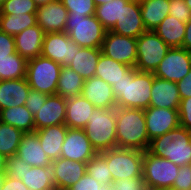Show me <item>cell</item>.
Wrapping results in <instances>:
<instances>
[{"label": "cell", "mask_w": 191, "mask_h": 190, "mask_svg": "<svg viewBox=\"0 0 191 190\" xmlns=\"http://www.w3.org/2000/svg\"><path fill=\"white\" fill-rule=\"evenodd\" d=\"M153 79V72H140L131 67L112 86L117 107L143 110L149 108Z\"/></svg>", "instance_id": "obj_1"}, {"label": "cell", "mask_w": 191, "mask_h": 190, "mask_svg": "<svg viewBox=\"0 0 191 190\" xmlns=\"http://www.w3.org/2000/svg\"><path fill=\"white\" fill-rule=\"evenodd\" d=\"M115 128L117 147L148 150L150 139L143 109L116 107Z\"/></svg>", "instance_id": "obj_2"}, {"label": "cell", "mask_w": 191, "mask_h": 190, "mask_svg": "<svg viewBox=\"0 0 191 190\" xmlns=\"http://www.w3.org/2000/svg\"><path fill=\"white\" fill-rule=\"evenodd\" d=\"M148 151L166 158L177 166L191 163V132L179 126L150 141Z\"/></svg>", "instance_id": "obj_3"}, {"label": "cell", "mask_w": 191, "mask_h": 190, "mask_svg": "<svg viewBox=\"0 0 191 190\" xmlns=\"http://www.w3.org/2000/svg\"><path fill=\"white\" fill-rule=\"evenodd\" d=\"M116 108H95L84 131L97 153L117 147Z\"/></svg>", "instance_id": "obj_4"}, {"label": "cell", "mask_w": 191, "mask_h": 190, "mask_svg": "<svg viewBox=\"0 0 191 190\" xmlns=\"http://www.w3.org/2000/svg\"><path fill=\"white\" fill-rule=\"evenodd\" d=\"M64 32L80 47L101 48L107 30L94 15L68 13Z\"/></svg>", "instance_id": "obj_5"}, {"label": "cell", "mask_w": 191, "mask_h": 190, "mask_svg": "<svg viewBox=\"0 0 191 190\" xmlns=\"http://www.w3.org/2000/svg\"><path fill=\"white\" fill-rule=\"evenodd\" d=\"M61 68L59 63L42 55L27 60L26 78L29 86L40 93L56 94Z\"/></svg>", "instance_id": "obj_6"}, {"label": "cell", "mask_w": 191, "mask_h": 190, "mask_svg": "<svg viewBox=\"0 0 191 190\" xmlns=\"http://www.w3.org/2000/svg\"><path fill=\"white\" fill-rule=\"evenodd\" d=\"M105 160L112 180L142 177L143 151L115 147L105 151Z\"/></svg>", "instance_id": "obj_7"}, {"label": "cell", "mask_w": 191, "mask_h": 190, "mask_svg": "<svg viewBox=\"0 0 191 190\" xmlns=\"http://www.w3.org/2000/svg\"><path fill=\"white\" fill-rule=\"evenodd\" d=\"M179 166L166 158L143 151L142 178L147 188L172 189Z\"/></svg>", "instance_id": "obj_8"}, {"label": "cell", "mask_w": 191, "mask_h": 190, "mask_svg": "<svg viewBox=\"0 0 191 190\" xmlns=\"http://www.w3.org/2000/svg\"><path fill=\"white\" fill-rule=\"evenodd\" d=\"M170 47L153 31L147 30L137 38V61L140 72H154Z\"/></svg>", "instance_id": "obj_9"}, {"label": "cell", "mask_w": 191, "mask_h": 190, "mask_svg": "<svg viewBox=\"0 0 191 190\" xmlns=\"http://www.w3.org/2000/svg\"><path fill=\"white\" fill-rule=\"evenodd\" d=\"M191 70V52L181 47H171L158 67L154 76L178 83Z\"/></svg>", "instance_id": "obj_10"}, {"label": "cell", "mask_w": 191, "mask_h": 190, "mask_svg": "<svg viewBox=\"0 0 191 190\" xmlns=\"http://www.w3.org/2000/svg\"><path fill=\"white\" fill-rule=\"evenodd\" d=\"M80 48L65 32L46 33L42 44V56L59 63L62 67H68L74 59L75 52Z\"/></svg>", "instance_id": "obj_11"}, {"label": "cell", "mask_w": 191, "mask_h": 190, "mask_svg": "<svg viewBox=\"0 0 191 190\" xmlns=\"http://www.w3.org/2000/svg\"><path fill=\"white\" fill-rule=\"evenodd\" d=\"M137 39L118 35L112 31H107L102 42V54L115 61L135 67L137 61Z\"/></svg>", "instance_id": "obj_12"}, {"label": "cell", "mask_w": 191, "mask_h": 190, "mask_svg": "<svg viewBox=\"0 0 191 190\" xmlns=\"http://www.w3.org/2000/svg\"><path fill=\"white\" fill-rule=\"evenodd\" d=\"M61 158L87 163L96 154L84 129L68 128L62 144Z\"/></svg>", "instance_id": "obj_13"}, {"label": "cell", "mask_w": 191, "mask_h": 190, "mask_svg": "<svg viewBox=\"0 0 191 190\" xmlns=\"http://www.w3.org/2000/svg\"><path fill=\"white\" fill-rule=\"evenodd\" d=\"M144 116L150 141L180 126L178 109L149 107Z\"/></svg>", "instance_id": "obj_14"}, {"label": "cell", "mask_w": 191, "mask_h": 190, "mask_svg": "<svg viewBox=\"0 0 191 190\" xmlns=\"http://www.w3.org/2000/svg\"><path fill=\"white\" fill-rule=\"evenodd\" d=\"M110 31L135 39L147 31L142 20L139 0H122L121 17Z\"/></svg>", "instance_id": "obj_15"}, {"label": "cell", "mask_w": 191, "mask_h": 190, "mask_svg": "<svg viewBox=\"0 0 191 190\" xmlns=\"http://www.w3.org/2000/svg\"><path fill=\"white\" fill-rule=\"evenodd\" d=\"M68 11L61 0L39 6L36 12L37 24L44 33L64 32Z\"/></svg>", "instance_id": "obj_16"}, {"label": "cell", "mask_w": 191, "mask_h": 190, "mask_svg": "<svg viewBox=\"0 0 191 190\" xmlns=\"http://www.w3.org/2000/svg\"><path fill=\"white\" fill-rule=\"evenodd\" d=\"M35 130H40L47 126L64 124L66 117V98L60 95H48L44 105L33 116Z\"/></svg>", "instance_id": "obj_17"}, {"label": "cell", "mask_w": 191, "mask_h": 190, "mask_svg": "<svg viewBox=\"0 0 191 190\" xmlns=\"http://www.w3.org/2000/svg\"><path fill=\"white\" fill-rule=\"evenodd\" d=\"M56 190H67L86 173V163L64 158L52 160Z\"/></svg>", "instance_id": "obj_18"}, {"label": "cell", "mask_w": 191, "mask_h": 190, "mask_svg": "<svg viewBox=\"0 0 191 190\" xmlns=\"http://www.w3.org/2000/svg\"><path fill=\"white\" fill-rule=\"evenodd\" d=\"M81 95L90 101L96 108H116V100L112 86L103 79L93 76L84 81Z\"/></svg>", "instance_id": "obj_19"}, {"label": "cell", "mask_w": 191, "mask_h": 190, "mask_svg": "<svg viewBox=\"0 0 191 190\" xmlns=\"http://www.w3.org/2000/svg\"><path fill=\"white\" fill-rule=\"evenodd\" d=\"M44 31L36 24L14 36L16 52L26 60L42 55Z\"/></svg>", "instance_id": "obj_20"}, {"label": "cell", "mask_w": 191, "mask_h": 190, "mask_svg": "<svg viewBox=\"0 0 191 190\" xmlns=\"http://www.w3.org/2000/svg\"><path fill=\"white\" fill-rule=\"evenodd\" d=\"M180 101L175 82L154 76L149 107L178 109Z\"/></svg>", "instance_id": "obj_21"}, {"label": "cell", "mask_w": 191, "mask_h": 190, "mask_svg": "<svg viewBox=\"0 0 191 190\" xmlns=\"http://www.w3.org/2000/svg\"><path fill=\"white\" fill-rule=\"evenodd\" d=\"M16 154L31 167H44L52 163L43 150L36 131L23 134Z\"/></svg>", "instance_id": "obj_22"}, {"label": "cell", "mask_w": 191, "mask_h": 190, "mask_svg": "<svg viewBox=\"0 0 191 190\" xmlns=\"http://www.w3.org/2000/svg\"><path fill=\"white\" fill-rule=\"evenodd\" d=\"M94 104L82 95L66 98V117L64 124L68 128L84 129L95 110Z\"/></svg>", "instance_id": "obj_23"}, {"label": "cell", "mask_w": 191, "mask_h": 190, "mask_svg": "<svg viewBox=\"0 0 191 190\" xmlns=\"http://www.w3.org/2000/svg\"><path fill=\"white\" fill-rule=\"evenodd\" d=\"M30 90L26 77L0 81V110L24 105Z\"/></svg>", "instance_id": "obj_24"}, {"label": "cell", "mask_w": 191, "mask_h": 190, "mask_svg": "<svg viewBox=\"0 0 191 190\" xmlns=\"http://www.w3.org/2000/svg\"><path fill=\"white\" fill-rule=\"evenodd\" d=\"M67 129L68 127L65 124H59L35 130L43 150L51 161L61 157V147L65 140Z\"/></svg>", "instance_id": "obj_25"}, {"label": "cell", "mask_w": 191, "mask_h": 190, "mask_svg": "<svg viewBox=\"0 0 191 190\" xmlns=\"http://www.w3.org/2000/svg\"><path fill=\"white\" fill-rule=\"evenodd\" d=\"M101 53V48L81 47L78 52H75L74 59H72L69 67L82 76L84 80H87L95 76Z\"/></svg>", "instance_id": "obj_26"}, {"label": "cell", "mask_w": 191, "mask_h": 190, "mask_svg": "<svg viewBox=\"0 0 191 190\" xmlns=\"http://www.w3.org/2000/svg\"><path fill=\"white\" fill-rule=\"evenodd\" d=\"M186 23L168 15L153 31L171 48L182 47Z\"/></svg>", "instance_id": "obj_27"}, {"label": "cell", "mask_w": 191, "mask_h": 190, "mask_svg": "<svg viewBox=\"0 0 191 190\" xmlns=\"http://www.w3.org/2000/svg\"><path fill=\"white\" fill-rule=\"evenodd\" d=\"M146 30H153L169 15V0H139Z\"/></svg>", "instance_id": "obj_28"}, {"label": "cell", "mask_w": 191, "mask_h": 190, "mask_svg": "<svg viewBox=\"0 0 191 190\" xmlns=\"http://www.w3.org/2000/svg\"><path fill=\"white\" fill-rule=\"evenodd\" d=\"M0 121L24 133L35 131L34 117L25 105L0 110Z\"/></svg>", "instance_id": "obj_29"}, {"label": "cell", "mask_w": 191, "mask_h": 190, "mask_svg": "<svg viewBox=\"0 0 191 190\" xmlns=\"http://www.w3.org/2000/svg\"><path fill=\"white\" fill-rule=\"evenodd\" d=\"M21 181L29 190H56L51 165L26 169Z\"/></svg>", "instance_id": "obj_30"}, {"label": "cell", "mask_w": 191, "mask_h": 190, "mask_svg": "<svg viewBox=\"0 0 191 190\" xmlns=\"http://www.w3.org/2000/svg\"><path fill=\"white\" fill-rule=\"evenodd\" d=\"M130 68V66L119 63L101 53L97 62L95 76L103 79L110 86H113L123 78V74Z\"/></svg>", "instance_id": "obj_31"}, {"label": "cell", "mask_w": 191, "mask_h": 190, "mask_svg": "<svg viewBox=\"0 0 191 190\" xmlns=\"http://www.w3.org/2000/svg\"><path fill=\"white\" fill-rule=\"evenodd\" d=\"M84 79L72 68L62 67L57 83L56 94L64 98L79 96L82 93Z\"/></svg>", "instance_id": "obj_32"}, {"label": "cell", "mask_w": 191, "mask_h": 190, "mask_svg": "<svg viewBox=\"0 0 191 190\" xmlns=\"http://www.w3.org/2000/svg\"><path fill=\"white\" fill-rule=\"evenodd\" d=\"M36 24V13L0 14V30L11 36Z\"/></svg>", "instance_id": "obj_33"}, {"label": "cell", "mask_w": 191, "mask_h": 190, "mask_svg": "<svg viewBox=\"0 0 191 190\" xmlns=\"http://www.w3.org/2000/svg\"><path fill=\"white\" fill-rule=\"evenodd\" d=\"M27 60L17 52L0 58V81L26 77Z\"/></svg>", "instance_id": "obj_34"}, {"label": "cell", "mask_w": 191, "mask_h": 190, "mask_svg": "<svg viewBox=\"0 0 191 190\" xmlns=\"http://www.w3.org/2000/svg\"><path fill=\"white\" fill-rule=\"evenodd\" d=\"M24 132L0 121V154L8 158L15 155Z\"/></svg>", "instance_id": "obj_35"}, {"label": "cell", "mask_w": 191, "mask_h": 190, "mask_svg": "<svg viewBox=\"0 0 191 190\" xmlns=\"http://www.w3.org/2000/svg\"><path fill=\"white\" fill-rule=\"evenodd\" d=\"M122 14V0H109L107 3L96 6L94 16L102 26L110 31Z\"/></svg>", "instance_id": "obj_36"}, {"label": "cell", "mask_w": 191, "mask_h": 190, "mask_svg": "<svg viewBox=\"0 0 191 190\" xmlns=\"http://www.w3.org/2000/svg\"><path fill=\"white\" fill-rule=\"evenodd\" d=\"M86 173L100 184H112V174L105 160V151L97 153L86 163Z\"/></svg>", "instance_id": "obj_37"}, {"label": "cell", "mask_w": 191, "mask_h": 190, "mask_svg": "<svg viewBox=\"0 0 191 190\" xmlns=\"http://www.w3.org/2000/svg\"><path fill=\"white\" fill-rule=\"evenodd\" d=\"M38 6L33 0H6L0 14L36 13Z\"/></svg>", "instance_id": "obj_38"}, {"label": "cell", "mask_w": 191, "mask_h": 190, "mask_svg": "<svg viewBox=\"0 0 191 190\" xmlns=\"http://www.w3.org/2000/svg\"><path fill=\"white\" fill-rule=\"evenodd\" d=\"M68 13L81 16L95 14L96 5L93 0H61Z\"/></svg>", "instance_id": "obj_39"}, {"label": "cell", "mask_w": 191, "mask_h": 190, "mask_svg": "<svg viewBox=\"0 0 191 190\" xmlns=\"http://www.w3.org/2000/svg\"><path fill=\"white\" fill-rule=\"evenodd\" d=\"M30 168V165H28L17 154H15L6 158L4 174L14 179L21 180L26 169Z\"/></svg>", "instance_id": "obj_40"}, {"label": "cell", "mask_w": 191, "mask_h": 190, "mask_svg": "<svg viewBox=\"0 0 191 190\" xmlns=\"http://www.w3.org/2000/svg\"><path fill=\"white\" fill-rule=\"evenodd\" d=\"M67 190H114L112 184H100L89 174L85 173L81 179Z\"/></svg>", "instance_id": "obj_41"}, {"label": "cell", "mask_w": 191, "mask_h": 190, "mask_svg": "<svg viewBox=\"0 0 191 190\" xmlns=\"http://www.w3.org/2000/svg\"><path fill=\"white\" fill-rule=\"evenodd\" d=\"M169 15L177 20L187 23L191 19V9L185 0H169Z\"/></svg>", "instance_id": "obj_42"}, {"label": "cell", "mask_w": 191, "mask_h": 190, "mask_svg": "<svg viewBox=\"0 0 191 190\" xmlns=\"http://www.w3.org/2000/svg\"><path fill=\"white\" fill-rule=\"evenodd\" d=\"M191 189V168L190 165L180 166L178 176L175 178L171 190Z\"/></svg>", "instance_id": "obj_43"}, {"label": "cell", "mask_w": 191, "mask_h": 190, "mask_svg": "<svg viewBox=\"0 0 191 190\" xmlns=\"http://www.w3.org/2000/svg\"><path fill=\"white\" fill-rule=\"evenodd\" d=\"M48 94L40 93L36 90L31 89L28 93V96L25 101L26 108L32 113L34 116L38 111L41 105H44Z\"/></svg>", "instance_id": "obj_44"}, {"label": "cell", "mask_w": 191, "mask_h": 190, "mask_svg": "<svg viewBox=\"0 0 191 190\" xmlns=\"http://www.w3.org/2000/svg\"><path fill=\"white\" fill-rule=\"evenodd\" d=\"M114 190H144V180L142 177L125 178L112 182Z\"/></svg>", "instance_id": "obj_45"}, {"label": "cell", "mask_w": 191, "mask_h": 190, "mask_svg": "<svg viewBox=\"0 0 191 190\" xmlns=\"http://www.w3.org/2000/svg\"><path fill=\"white\" fill-rule=\"evenodd\" d=\"M178 113L180 126L191 132V97L181 99Z\"/></svg>", "instance_id": "obj_46"}, {"label": "cell", "mask_w": 191, "mask_h": 190, "mask_svg": "<svg viewBox=\"0 0 191 190\" xmlns=\"http://www.w3.org/2000/svg\"><path fill=\"white\" fill-rule=\"evenodd\" d=\"M16 53L14 36L0 30V58Z\"/></svg>", "instance_id": "obj_47"}, {"label": "cell", "mask_w": 191, "mask_h": 190, "mask_svg": "<svg viewBox=\"0 0 191 190\" xmlns=\"http://www.w3.org/2000/svg\"><path fill=\"white\" fill-rule=\"evenodd\" d=\"M177 84L180 99L191 97V70Z\"/></svg>", "instance_id": "obj_48"}, {"label": "cell", "mask_w": 191, "mask_h": 190, "mask_svg": "<svg viewBox=\"0 0 191 190\" xmlns=\"http://www.w3.org/2000/svg\"><path fill=\"white\" fill-rule=\"evenodd\" d=\"M0 190H29V188L20 180L6 176Z\"/></svg>", "instance_id": "obj_49"}, {"label": "cell", "mask_w": 191, "mask_h": 190, "mask_svg": "<svg viewBox=\"0 0 191 190\" xmlns=\"http://www.w3.org/2000/svg\"><path fill=\"white\" fill-rule=\"evenodd\" d=\"M181 48L191 52V19L186 23L185 36Z\"/></svg>", "instance_id": "obj_50"}, {"label": "cell", "mask_w": 191, "mask_h": 190, "mask_svg": "<svg viewBox=\"0 0 191 190\" xmlns=\"http://www.w3.org/2000/svg\"><path fill=\"white\" fill-rule=\"evenodd\" d=\"M5 162H6V157L0 154V173L5 172Z\"/></svg>", "instance_id": "obj_51"}, {"label": "cell", "mask_w": 191, "mask_h": 190, "mask_svg": "<svg viewBox=\"0 0 191 190\" xmlns=\"http://www.w3.org/2000/svg\"><path fill=\"white\" fill-rule=\"evenodd\" d=\"M33 1L39 7V6H43V5L47 4L48 2H52L54 0H33Z\"/></svg>", "instance_id": "obj_52"}, {"label": "cell", "mask_w": 191, "mask_h": 190, "mask_svg": "<svg viewBox=\"0 0 191 190\" xmlns=\"http://www.w3.org/2000/svg\"><path fill=\"white\" fill-rule=\"evenodd\" d=\"M96 6L107 3L109 0H93Z\"/></svg>", "instance_id": "obj_53"}, {"label": "cell", "mask_w": 191, "mask_h": 190, "mask_svg": "<svg viewBox=\"0 0 191 190\" xmlns=\"http://www.w3.org/2000/svg\"><path fill=\"white\" fill-rule=\"evenodd\" d=\"M4 178H5V174L0 173V188H1L2 184H3Z\"/></svg>", "instance_id": "obj_54"}, {"label": "cell", "mask_w": 191, "mask_h": 190, "mask_svg": "<svg viewBox=\"0 0 191 190\" xmlns=\"http://www.w3.org/2000/svg\"><path fill=\"white\" fill-rule=\"evenodd\" d=\"M146 190H170V189H161V188H147Z\"/></svg>", "instance_id": "obj_55"}, {"label": "cell", "mask_w": 191, "mask_h": 190, "mask_svg": "<svg viewBox=\"0 0 191 190\" xmlns=\"http://www.w3.org/2000/svg\"><path fill=\"white\" fill-rule=\"evenodd\" d=\"M185 2L188 5V7L191 9V0H185Z\"/></svg>", "instance_id": "obj_56"}, {"label": "cell", "mask_w": 191, "mask_h": 190, "mask_svg": "<svg viewBox=\"0 0 191 190\" xmlns=\"http://www.w3.org/2000/svg\"><path fill=\"white\" fill-rule=\"evenodd\" d=\"M5 1H6V0H0V9H1V7L3 6V4H4Z\"/></svg>", "instance_id": "obj_57"}]
</instances>
